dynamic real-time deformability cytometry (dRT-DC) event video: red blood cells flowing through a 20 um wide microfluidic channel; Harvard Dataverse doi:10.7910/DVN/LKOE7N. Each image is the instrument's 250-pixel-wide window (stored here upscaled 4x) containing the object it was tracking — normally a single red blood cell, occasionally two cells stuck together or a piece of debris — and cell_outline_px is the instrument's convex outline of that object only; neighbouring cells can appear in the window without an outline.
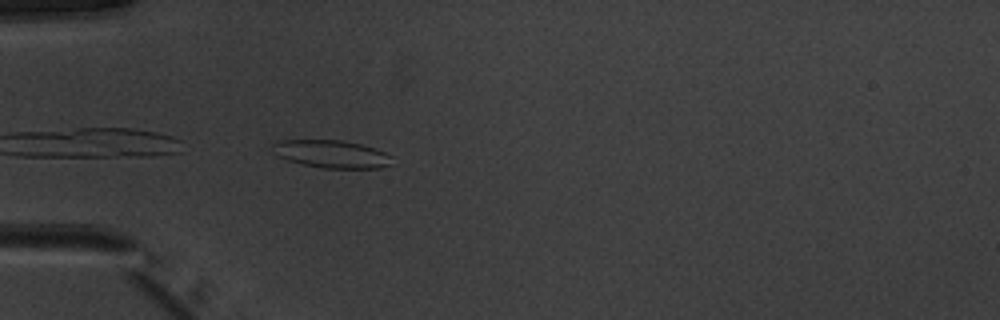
{"species": "common noctule bat (a hibernating species)", "species_latin": "Nyctalus noctula", "temperature_condition": "warm", "stored_images_in_passage": 5, "camera_frame_rate_fps": 3000, "um_per_image_px": 0.085, "animal": {"sex": "male", "body_mass_g": 20.1, "forearm_length_mm": 53.5}, "frame": {"image": 1, "passage_image": 1, "time_ms": 0.0, "image_size_px": [1000, 320], "cell_outline_px": [[392, 164], [380, 168], [320, 168], [300, 164], [276, 156], [272, 152], [272, 144], [280, 140], [344, 140], [376, 148], [392, 156]], "centroid_in_image_um": [28.17, 13.09], "position_along_channel_um": 56.8, "area_um2": 19.59}}
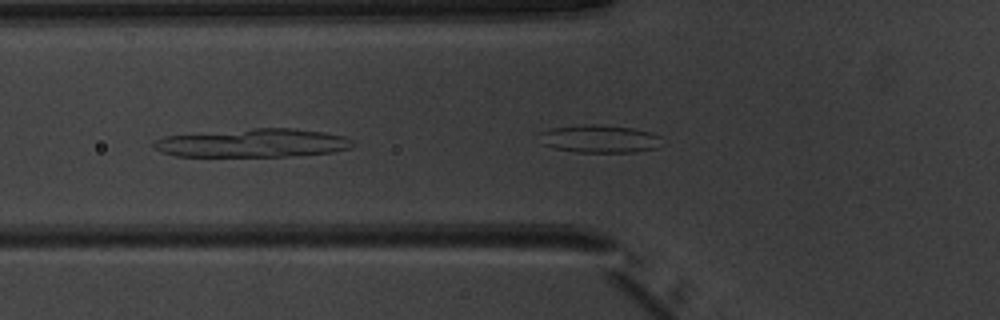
{"frame": {"image": 2, "passage_image": 3, "time_ms": 0.667, "image_size_px": [1000, 320], "cell_outline_px": [[356, 144], [352, 148], [332, 152], [288, 156], [176, 156], [160, 152], [152, 148], [152, 144], [156, 140], [164, 136], [252, 128], [296, 128], [324, 132], [344, 136], [352, 140]], "centroid_in_image_um": [21.51, 12.15], "position_along_channel_um": 104.3, "area_um2": 33.12}}